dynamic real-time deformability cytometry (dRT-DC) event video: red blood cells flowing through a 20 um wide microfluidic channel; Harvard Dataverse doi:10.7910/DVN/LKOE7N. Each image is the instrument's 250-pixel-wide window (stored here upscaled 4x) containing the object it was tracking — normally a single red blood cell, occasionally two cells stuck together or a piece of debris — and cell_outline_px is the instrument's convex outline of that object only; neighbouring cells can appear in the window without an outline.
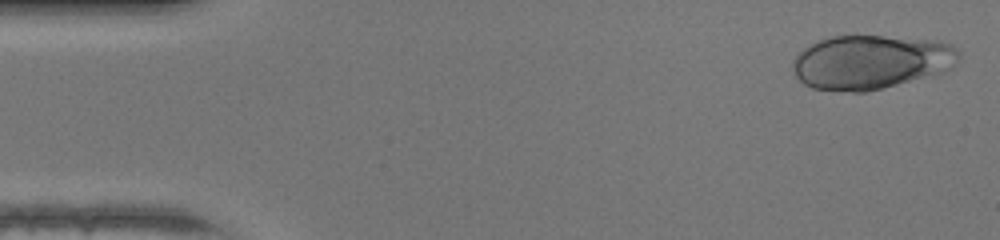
{"species": "human", "species_latin": "Homo sapiens", "temperature_condition": "warm", "stored_images_in_passage": 46, "camera_frame_rate_fps": 3000, "um_per_image_px": 0.085, "donor": {"sex": "female"}, "frame": {"image": 1, "passage_image": 1, "time_ms": 0.0, "image_size_px": [1000, 240], "cell_outline_px": [[960, 56], [956, 64], [944, 72], [864, 92], [852, 92], [812, 88], [804, 84], [796, 76], [792, 68], [792, 60], [804, 48], [816, 40], [832, 36], [884, 36], [940, 40], [952, 44], [960, 52]], "centroid_in_image_um": [74.03, 5.25], "position_along_channel_um": 11.0, "area_um2": 52.48}}
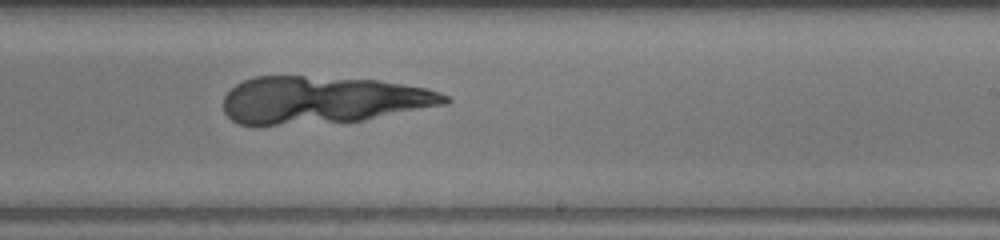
{"frame": {"image": 2, "passage_image": 27, "time_ms": 8.667, "image_size_px": [1000, 240], "cell_outline_px": [[452, 100], [448, 104], [364, 120], [276, 124], [240, 124], [232, 120], [224, 112], [224, 96], [236, 84], [244, 80], [256, 76], [304, 76], [376, 80], [424, 88], [440, 92], [448, 96]], "centroid_in_image_um": [27.44, 8.48], "position_along_channel_um": 261.6, "area_um2": 60.46}}
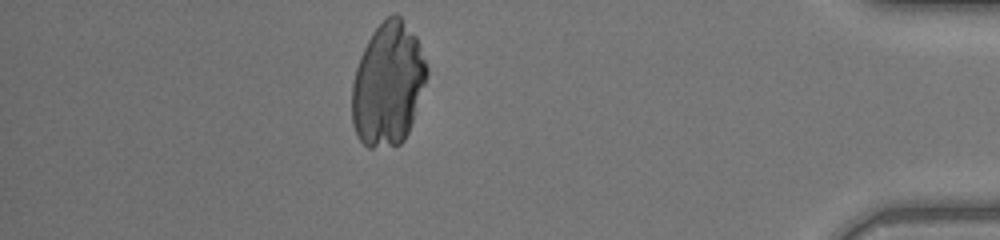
{"frame": {"image": 3, "passage_image": 40, "time_ms": 13.0, "image_size_px": [1000, 240], "cell_outline_px": [[428, 76], [408, 132], [404, 140], [400, 144], [372, 148], [368, 148], [356, 136], [352, 124], [352, 84], [356, 68], [360, 56], [372, 32], [388, 16], [396, 12], [400, 16], [416, 36], [428, 68]], "centroid_in_image_um": [32.97, 7.16], "position_along_channel_um": 402.2, "area_um2": 53.64}}